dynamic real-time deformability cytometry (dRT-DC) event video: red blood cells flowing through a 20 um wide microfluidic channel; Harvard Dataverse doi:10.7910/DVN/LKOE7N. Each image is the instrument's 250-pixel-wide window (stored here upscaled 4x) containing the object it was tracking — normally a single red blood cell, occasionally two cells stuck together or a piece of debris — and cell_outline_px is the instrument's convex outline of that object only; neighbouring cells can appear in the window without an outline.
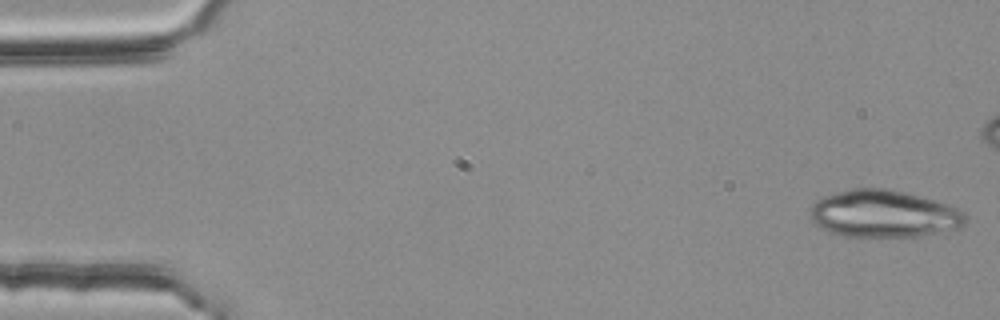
{"species": "common noctule bat (a hibernating species)", "species_latin": "Nyctalus noctula", "temperature_condition": "room temperature", "stored_images_in_passage": 16, "camera_frame_rate_fps": 3000, "um_per_image_px": 0.085, "animal": {"sex": "female", "body_mass_g": 25.1}, "frame": {"image": 1, "passage_image": 1, "time_ms": 0.0, "image_size_px": [1000, 320], "cell_outline_px": [[968, 216], [964, 224], [956, 228], [940, 232], [920, 236], [844, 236], [828, 232], [820, 228], [812, 220], [812, 204], [816, 200], [824, 196], [836, 192], [852, 188], [884, 188], [904, 192], [920, 196], [948, 204], [964, 212]], "centroid_in_image_um": [75.12, 18.17], "position_along_channel_um": 9.9, "area_um2": 42.6}}